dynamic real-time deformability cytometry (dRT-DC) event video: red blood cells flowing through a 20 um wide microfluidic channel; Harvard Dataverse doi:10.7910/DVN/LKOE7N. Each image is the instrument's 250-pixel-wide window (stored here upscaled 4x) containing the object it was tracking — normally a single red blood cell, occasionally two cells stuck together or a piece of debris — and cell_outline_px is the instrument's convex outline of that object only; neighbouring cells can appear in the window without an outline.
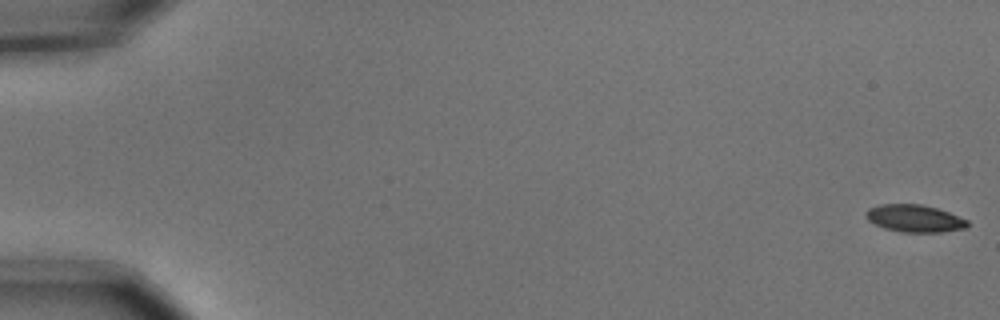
{"species": "common noctule bat (a hibernating species)", "species_latin": "Nyctalus noctula", "temperature_condition": "cold", "stored_images_in_passage": 6, "camera_frame_rate_fps": 3000, "um_per_image_px": 0.085, "animal": {"sex": "male", "body_mass_g": 15.6}, "frame": {"image": 1, "passage_image": 1, "time_ms": 0.0, "image_size_px": [1000, 320], "cell_outline_px": [[968, 228], [944, 232], [900, 232], [884, 228], [868, 220], [868, 208], [880, 204], [920, 204], [936, 208], [948, 212], [968, 220]], "centroid_in_image_um": [77.78, 18.57], "position_along_channel_um": 7.2, "area_um2": 16.07}}
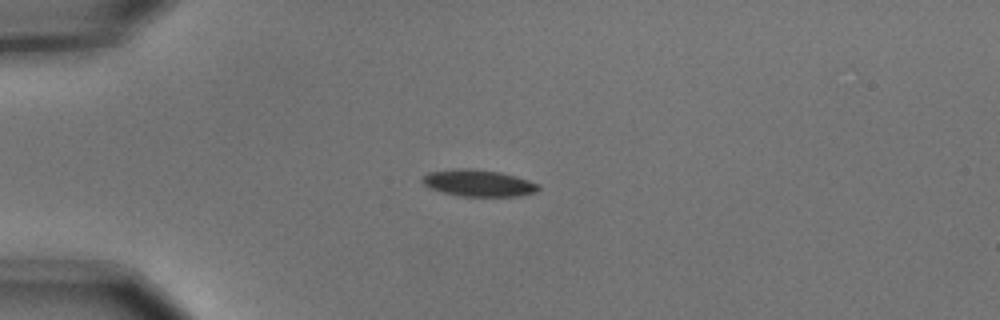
{"frame": {"image": 2, "passage_image": 5, "time_ms": 1.333, "image_size_px": [1000, 320], "cell_outline_px": [[540, 188], [536, 192], [520, 196], [460, 196], [428, 188], [420, 180], [428, 172], [456, 168], [468, 168], [500, 172], [528, 180], [540, 184]], "centroid_in_image_um": [40.66, 15.56], "position_along_channel_um": 44.3, "area_um2": 18.09}}